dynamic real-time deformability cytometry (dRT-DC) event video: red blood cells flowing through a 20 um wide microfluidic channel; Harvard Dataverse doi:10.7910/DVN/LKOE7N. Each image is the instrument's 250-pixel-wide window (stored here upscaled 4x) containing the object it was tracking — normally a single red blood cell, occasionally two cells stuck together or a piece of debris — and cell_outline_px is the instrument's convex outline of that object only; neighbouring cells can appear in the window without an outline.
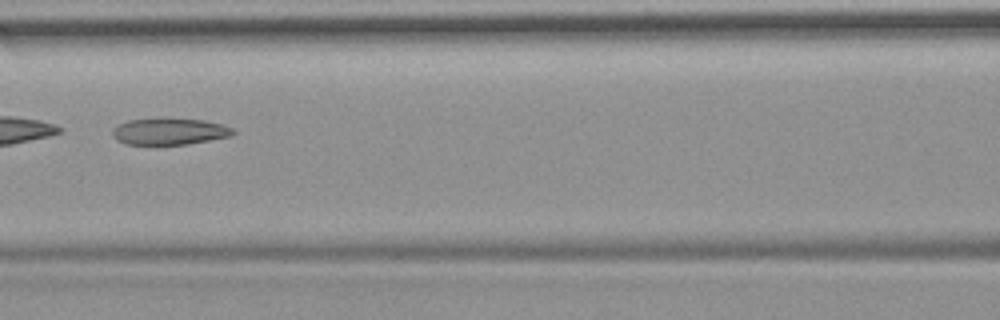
{"species": "common noctule bat (a hibernating species)", "species_latin": "Nyctalus noctula", "temperature_condition": "room temperature", "stored_images_in_passage": 11, "camera_frame_rate_fps": 3000, "um_per_image_px": 0.085, "animal": {"sex": "female", "body_mass_g": 19.9}, "frame": {"image": 1, "passage_image": 5, "time_ms": 5.667, "image_size_px": [1000, 320], "cell_outline_px": [[236, 132], [232, 136], [188, 144], [124, 144], [116, 140], [112, 136], [112, 128], [128, 120], [204, 120], [224, 124], [232, 128]], "centroid_in_image_um": [14.43, 11.2], "position_along_channel_um": 152.2, "area_um2": 18.26}, "authors_computed_cell_mechanics": {"area_um2": 19.8254, "velocity_mm_per_s": 3.6781, "shape_relaxation_time_tau1_ms": 7.0486, "shape_relaxation_time_tau2_ms": 9.8147, "deformation_change_tau1": 0.3024, "deformation_change_tau2": 0.19}}